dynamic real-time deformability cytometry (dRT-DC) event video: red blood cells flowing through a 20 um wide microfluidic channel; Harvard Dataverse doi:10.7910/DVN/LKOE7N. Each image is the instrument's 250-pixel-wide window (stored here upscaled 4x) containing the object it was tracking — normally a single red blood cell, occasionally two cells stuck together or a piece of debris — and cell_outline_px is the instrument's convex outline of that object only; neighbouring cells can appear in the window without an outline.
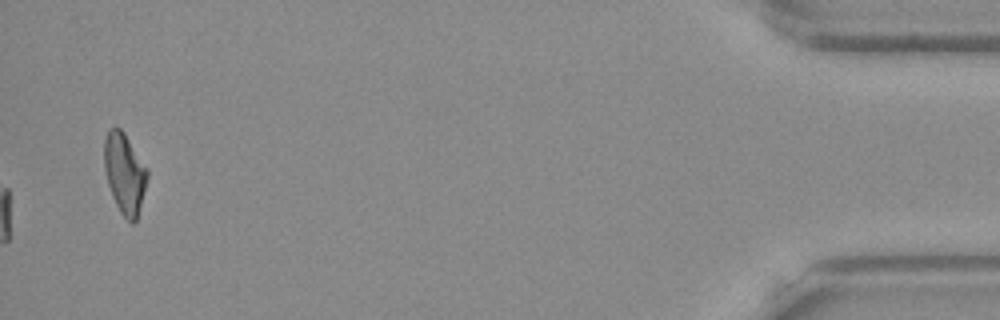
{"species": "Egyptian fruit bat (a non-hibernating species)", "species_latin": "Rousettus aegyptiacus", "temperature_condition": "warm", "stored_images_in_passage": 36, "camera_frame_rate_fps": 3000, "um_per_image_px": 0.085, "frame": {"image": 1, "passage_image": 36, "time_ms": 11.667, "image_size_px": [1000, 320], "cell_outline_px": [[148, 176], [136, 220], [132, 224], [120, 212], [112, 196], [108, 184], [104, 168], [104, 136], [108, 128], [120, 128], [124, 132], [148, 168]], "centroid_in_image_um": [10.58, 14.69], "position_along_channel_um": 424.6, "area_um2": 20.17}, "authors_computed_cell_mechanics": {"area_um2": 22.7443, "velocity_mm_per_s": 3.9785, "shape_relaxation_time_tau1_ms": 7.4531, "shape_relaxation_time_tau2_ms": 1.9269, "deformation_change_tau1": 0.1647, "deformation_change_tau2": 0.0758}}